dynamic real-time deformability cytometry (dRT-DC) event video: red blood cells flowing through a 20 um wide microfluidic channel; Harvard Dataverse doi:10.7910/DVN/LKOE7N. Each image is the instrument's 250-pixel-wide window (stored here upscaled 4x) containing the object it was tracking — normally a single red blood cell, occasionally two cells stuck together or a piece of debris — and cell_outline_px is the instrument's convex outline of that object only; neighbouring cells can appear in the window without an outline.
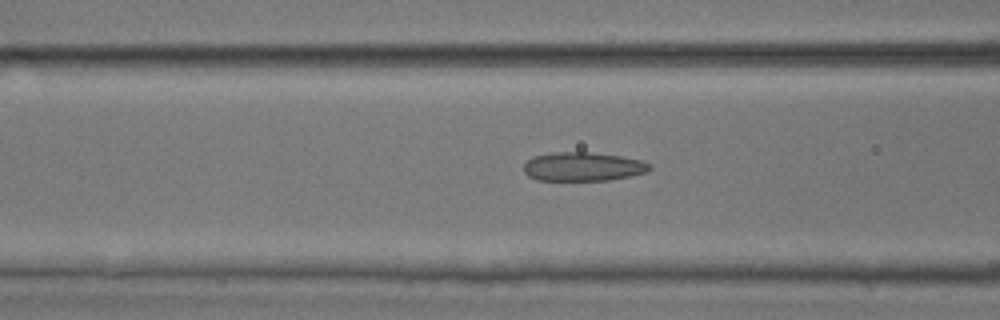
{"species": "common noctule bat (a hibernating species)", "species_latin": "Nyctalus noctula", "temperature_condition": "room temperature", "stored_images_in_passage": 10, "camera_frame_rate_fps": 3000, "um_per_image_px": 0.085, "animal": {"sex": "male", "body_mass_g": 17.9, "forearm_length_mm": 54.2}, "frame": {"image": 1, "passage_image": 9, "time_ms": 2.667, "image_size_px": [1000, 320], "cell_outline_px": [[652, 168], [648, 172], [608, 180], [536, 180], [528, 176], [524, 172], [524, 164], [532, 156], [552, 152], [592, 152], [620, 156], [640, 160], [648, 164]], "centroid_in_image_um": [49.51, 14.16], "position_along_channel_um": 117.1, "area_um2": 21.15}}